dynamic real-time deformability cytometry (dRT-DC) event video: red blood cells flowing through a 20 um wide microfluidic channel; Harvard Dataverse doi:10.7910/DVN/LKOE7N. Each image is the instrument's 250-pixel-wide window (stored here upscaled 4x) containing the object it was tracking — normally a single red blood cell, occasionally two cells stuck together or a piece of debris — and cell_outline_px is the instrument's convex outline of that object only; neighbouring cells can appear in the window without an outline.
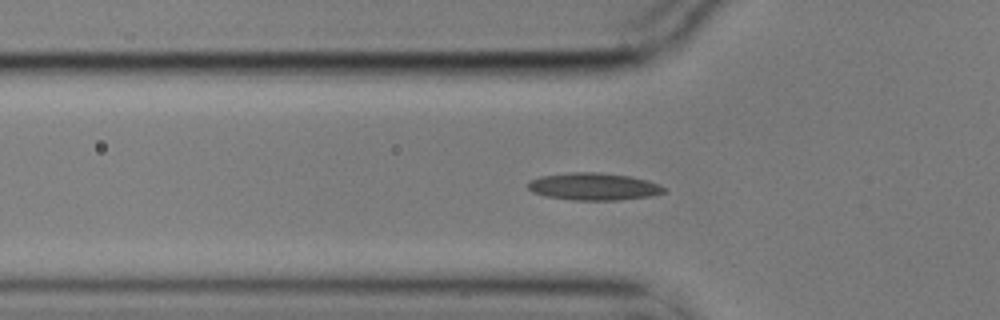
{"species": "common noctule bat (a hibernating species)", "species_latin": "Nyctalus noctula", "temperature_condition": "cold", "stored_images_in_passage": 51, "segment_of_instrument_passage": [1, 2], "camera_frame_rate_fps": 3000, "um_per_image_px": 0.085, "animal": {"sex": "male", "body_mass_g": 17.9}, "frame": {"image": 1, "passage_image": 12, "time_ms": 3.667, "image_size_px": [1000, 320], "cell_outline_px": [[668, 192], [652, 196], [620, 200], [572, 200], [544, 196], [532, 192], [528, 188], [528, 180], [540, 176], [568, 172], [600, 172], [628, 176], [648, 180], [664, 188]], "centroid_in_image_um": [50.43, 15.86], "position_along_channel_um": 75.4, "area_um2": 21.85}}
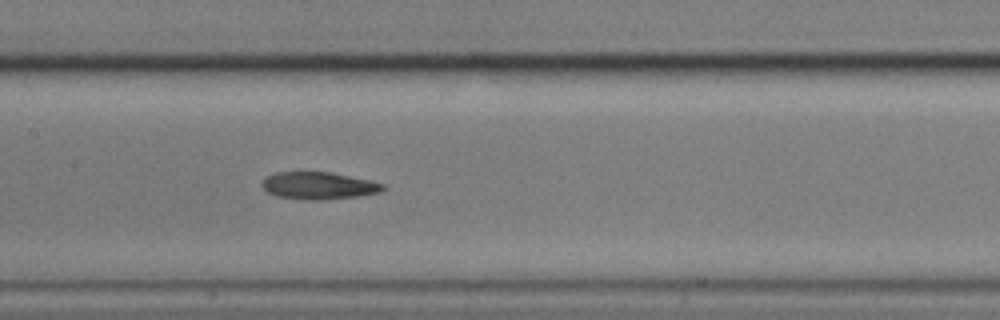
{"frame": {"image": 2, "passage_image": 21, "time_ms": 6.667, "image_size_px": [1000, 320], "cell_outline_px": [[388, 188], [380, 192], [356, 196], [320, 200], [304, 200], [276, 196], [268, 192], [260, 184], [264, 176], [276, 172], [332, 172], [372, 180], [384, 184]], "centroid_in_image_um": [27.08, 15.77], "position_along_channel_um": 180.3, "area_um2": 19.48}}
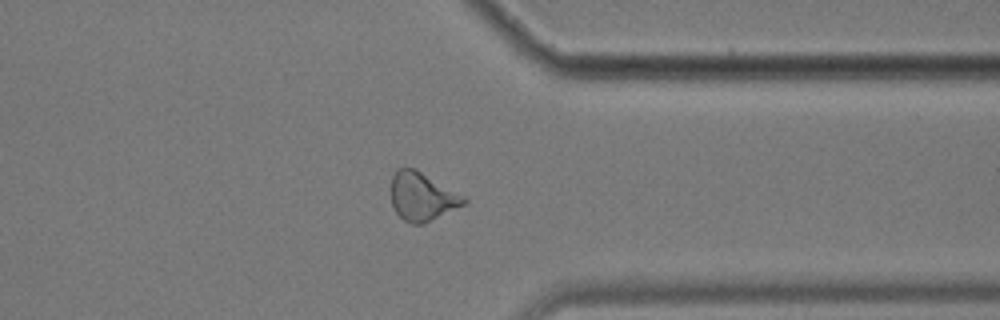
{"frame": {"image": 3, "passage_image": 38, "time_ms": 12.333, "image_size_px": [1000, 320], "cell_outline_px": [[468, 204], [424, 224], [412, 224], [404, 220], [396, 212], [392, 204], [388, 188], [392, 176], [396, 168], [416, 168], [464, 196], [468, 200]], "centroid_in_image_um": [35.86, 16.7], "position_along_channel_um": 375.5, "area_um2": 21.1}}